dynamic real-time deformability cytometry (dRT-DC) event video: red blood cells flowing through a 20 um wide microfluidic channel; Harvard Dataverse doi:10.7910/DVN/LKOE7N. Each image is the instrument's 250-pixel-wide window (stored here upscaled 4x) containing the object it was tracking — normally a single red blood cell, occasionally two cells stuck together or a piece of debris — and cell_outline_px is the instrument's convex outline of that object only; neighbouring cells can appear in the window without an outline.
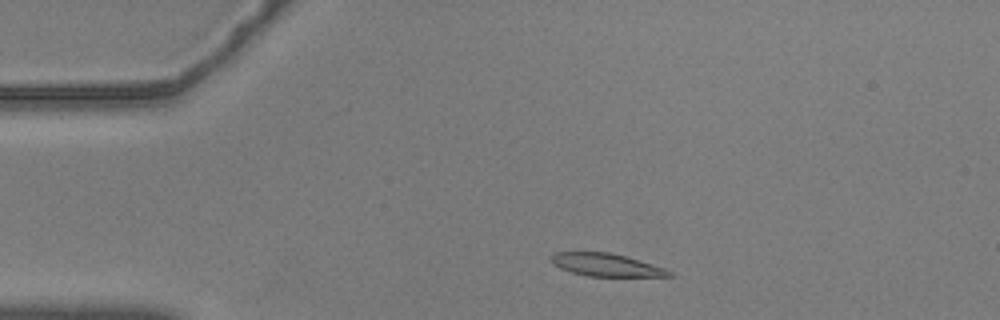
{"species": "common noctule bat (a hibernating species)", "species_latin": "Nyctalus noctula", "temperature_condition": "warm", "stored_images_in_passage": 13, "camera_frame_rate_fps": 3000, "um_per_image_px": 0.085, "animal": {"sex": "male", "body_mass_g": 20.5, "forearm_length_mm": 52.5}, "frame": {"image": 1, "passage_image": 5, "time_ms": 1.333, "image_size_px": [1000, 320], "cell_outline_px": [[676, 276], [588, 276], [572, 272], [560, 268], [552, 264], [548, 260], [548, 256], [556, 252], [608, 252], [624, 256], [664, 268], [672, 272]], "centroid_in_image_um": [51.44, 22.51], "position_along_channel_um": 33.6, "area_um2": 15.55}}
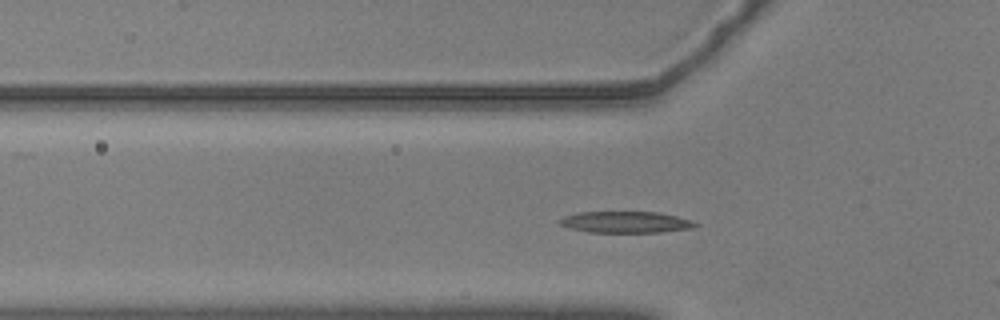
{"frame": {"image": 2, "passage_image": 12, "time_ms": 3.667, "image_size_px": [1000, 320], "cell_outline_px": [[700, 224], [696, 228], [660, 232], [588, 232], [572, 228], [560, 224], [556, 220], [564, 216], [580, 212], [656, 212], [676, 216]], "centroid_in_image_um": [53.19, 18.88], "position_along_channel_um": 72.6, "area_um2": 16.82}}